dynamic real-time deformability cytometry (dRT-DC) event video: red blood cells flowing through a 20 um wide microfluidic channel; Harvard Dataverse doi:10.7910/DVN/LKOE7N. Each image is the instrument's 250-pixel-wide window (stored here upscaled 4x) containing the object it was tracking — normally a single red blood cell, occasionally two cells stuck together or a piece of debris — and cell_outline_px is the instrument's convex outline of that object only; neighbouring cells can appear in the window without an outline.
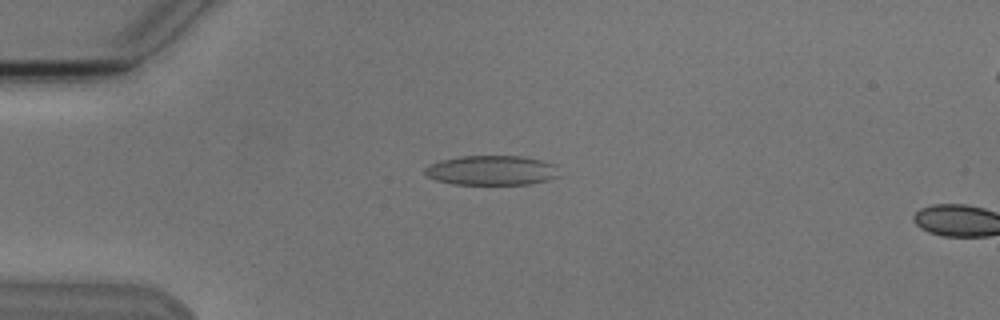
{"species": "Egyptian fruit bat (a non-hibernating species)", "species_latin": "Rousettus aegyptiacus", "temperature_condition": "cold", "stored_images_in_passage": 4, "camera_frame_rate_fps": 3000, "um_per_image_px": 0.085, "animal": {"sex": "male"}, "frame": {"image": 1, "passage_image": 3, "time_ms": 2.333, "image_size_px": [1000, 320], "cell_outline_px": [[560, 176], [548, 180], [532, 184], [452, 184], [436, 180], [428, 176], [424, 172], [424, 168], [440, 160], [460, 156], [524, 156], [544, 160], [556, 164]], "centroid_in_image_um": [41.84, 14.47], "position_along_channel_um": 43.2, "area_um2": 23.47}}